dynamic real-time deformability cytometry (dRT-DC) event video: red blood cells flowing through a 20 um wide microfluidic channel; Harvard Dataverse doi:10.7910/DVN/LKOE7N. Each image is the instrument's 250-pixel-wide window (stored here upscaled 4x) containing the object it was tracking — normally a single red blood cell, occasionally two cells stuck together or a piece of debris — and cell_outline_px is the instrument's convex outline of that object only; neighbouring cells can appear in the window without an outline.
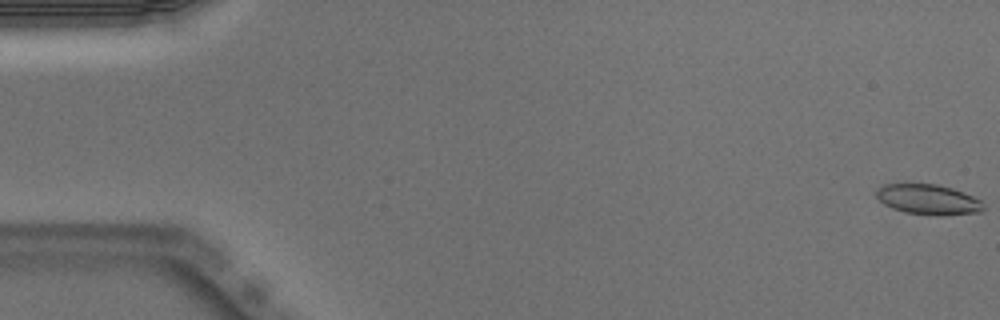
{"species": "Egyptian fruit bat (a non-hibernating species)", "species_latin": "Rousettus aegyptiacus", "temperature_condition": "warm", "stored_images_in_passage": 51, "camera_frame_rate_fps": 3000, "um_per_image_px": 0.085, "animal": {"sex": "male"}, "frame": {"image": 1, "passage_image": 1, "time_ms": 0.0, "image_size_px": [1000, 320], "cell_outline_px": [[984, 208], [980, 212], [936, 216], [904, 212], [892, 208], [884, 204], [876, 196], [876, 192], [884, 184], [936, 184], [952, 188], [972, 196], [980, 200], [984, 204]], "centroid_in_image_um": [78.91, 16.96], "position_along_channel_um": 6.1, "area_um2": 18.73}}
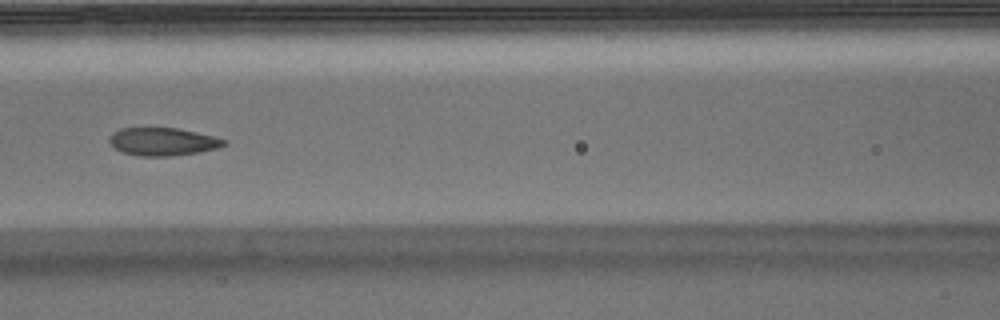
{"frame": {"image": 2, "passage_image": 23, "time_ms": 7.333, "image_size_px": [1000, 320], "cell_outline_px": [[228, 144], [216, 148], [200, 152], [172, 156], [140, 156], [120, 152], [112, 148], [108, 140], [108, 136], [112, 132], [120, 128], [180, 128], [216, 136], [228, 140]], "centroid_in_image_um": [13.82, 12.04], "position_along_channel_um": 152.8, "area_um2": 19.13}}
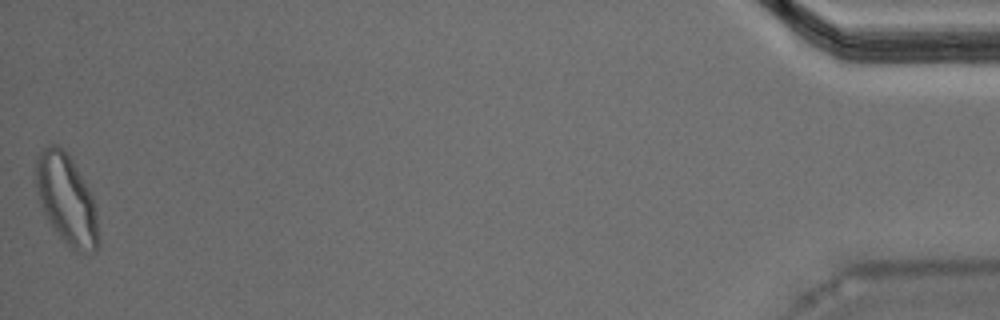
{"frame": {"image": 3, "passage_image": 51, "time_ms": 16.667, "image_size_px": [1000, 320], "cell_outline_px": [[100, 244], [96, 252], [76, 252], [60, 236], [44, 216], [36, 192], [36, 156], [48, 144], [56, 144], [72, 160], [84, 180], [96, 204], [100, 240]], "centroid_in_image_um": [5.67, 16.99], "position_along_channel_um": 429.5, "area_um2": 33.0}, "authors_computed_cell_mechanics": {"area_um2": 19.4786, "velocity_mm_per_s": 3.9944, "shape_relaxation_time_tau1_ms": 10.8948, "shape_relaxation_time_tau2_ms": 1.5022, "deformation_change_tau1": 0.2971, "deformation_change_tau2": 0.0723}}